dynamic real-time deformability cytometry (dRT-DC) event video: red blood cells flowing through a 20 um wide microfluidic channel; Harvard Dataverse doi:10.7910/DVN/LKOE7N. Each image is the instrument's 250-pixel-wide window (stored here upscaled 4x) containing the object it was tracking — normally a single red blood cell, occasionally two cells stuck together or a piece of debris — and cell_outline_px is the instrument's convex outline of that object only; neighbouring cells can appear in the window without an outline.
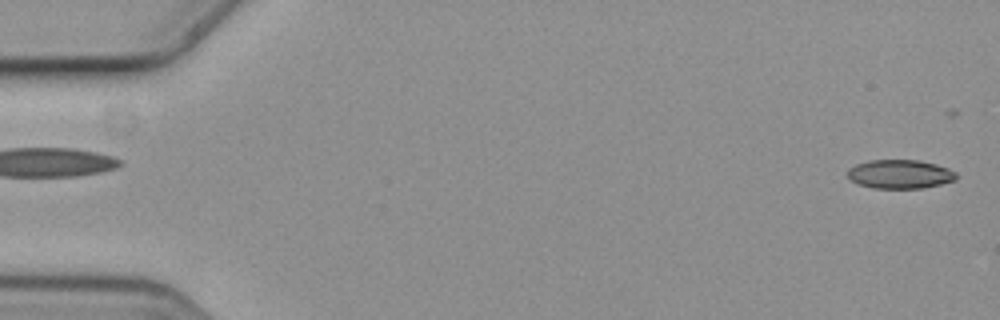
{"species": "common noctule bat (a hibernating species)", "species_latin": "Nyctalus noctula", "temperature_condition": "cold", "stored_images_in_passage": 6, "segment_of_instrument_passage": [1, 2], "camera_frame_rate_fps": 3000, "um_per_image_px": 0.085, "animal": {"sex": "female", "body_mass_g": 19.3, "forearm_length_mm": 54.1}, "frame": {"image": 1, "passage_image": 1, "time_ms": 0.0, "image_size_px": [1000, 320], "cell_outline_px": [[956, 180], [940, 184], [920, 188], [876, 188], [860, 184], [852, 180], [848, 176], [848, 168], [856, 164], [868, 160], [920, 160], [936, 164], [948, 168], [956, 172]], "centroid_in_image_um": [76.51, 14.79], "position_along_channel_um": 8.5, "area_um2": 18.15}}
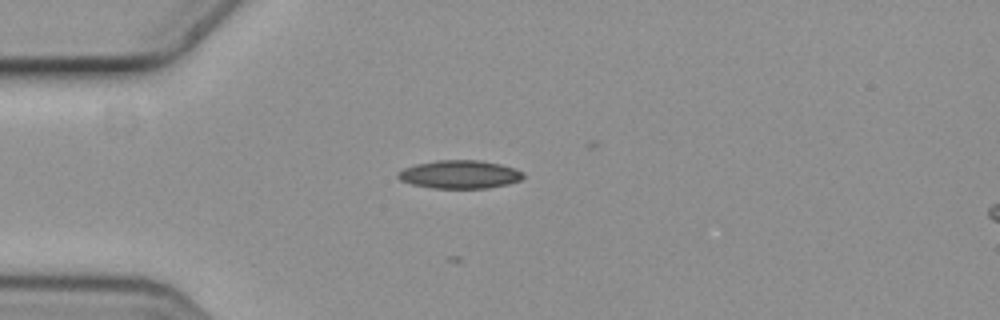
{"frame": {"image": 2, "passage_image": 5, "time_ms": 1.333, "image_size_px": [1000, 320], "cell_outline_px": [[524, 176], [520, 180], [508, 184], [488, 188], [432, 188], [412, 184], [400, 180], [396, 176], [396, 172], [404, 168], [416, 164], [436, 160], [480, 160], [500, 164], [516, 168], [524, 172]], "centroid_in_image_um": [39.07, 14.82], "position_along_channel_um": 45.9, "area_um2": 20.75}}